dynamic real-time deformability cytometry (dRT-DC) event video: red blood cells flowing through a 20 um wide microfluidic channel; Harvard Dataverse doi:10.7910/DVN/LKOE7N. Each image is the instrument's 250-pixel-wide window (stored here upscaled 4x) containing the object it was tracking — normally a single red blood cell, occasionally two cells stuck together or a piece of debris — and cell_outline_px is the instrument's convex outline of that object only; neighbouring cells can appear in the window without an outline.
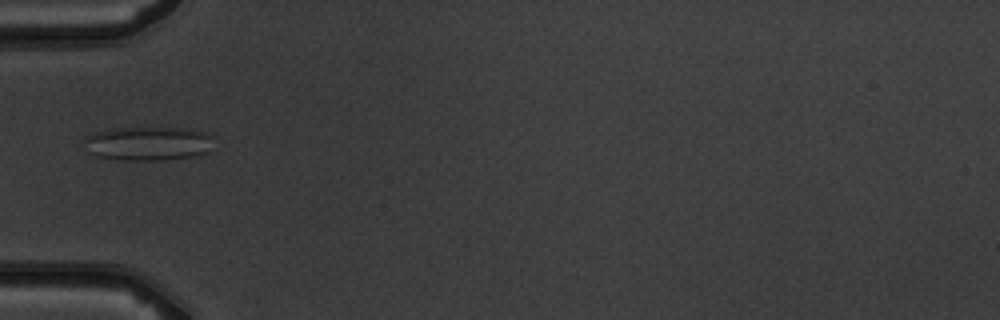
{"species": "common noctule bat (a hibernating species)", "species_latin": "Nyctalus noctula", "temperature_condition": "warm", "stored_images_in_passage": 6, "camera_frame_rate_fps": 3000, "um_per_image_px": 0.085, "animal": {"sex": "male", "body_mass_g": 19.5, "forearm_length_mm": 54.6}, "frame": {"image": 1, "passage_image": 5, "time_ms": 4.667, "image_size_px": [1000, 320], "cell_outline_px": [[212, 136], [208, 152], [196, 156], [164, 160], [124, 160], [96, 156], [88, 152], [84, 140], [84, 136], [92, 132], [108, 128], [184, 128], [204, 132]], "centroid_in_image_um": [12.53, 12.19], "position_along_channel_um": 72.5, "area_um2": 25.78}}
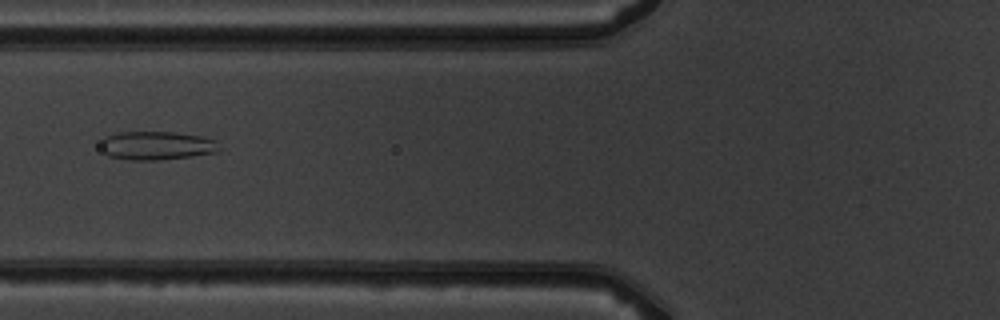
{"frame": {"image": 2, "passage_image": 6, "time_ms": 5.667, "image_size_px": [1000, 320], "cell_outline_px": [[220, 148], [216, 152], [192, 156], [160, 160], [132, 160], [108, 156], [104, 152], [104, 136], [120, 132], [176, 132], [200, 136], [216, 140]], "centroid_in_image_um": [13.36, 12.37], "position_along_channel_um": 112.4, "area_um2": 19.54}}